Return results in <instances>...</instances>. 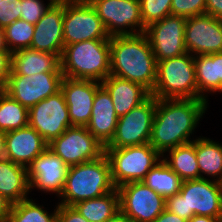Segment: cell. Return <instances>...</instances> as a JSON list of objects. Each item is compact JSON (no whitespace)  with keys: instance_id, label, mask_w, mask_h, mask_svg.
<instances>
[{"instance_id":"7bdbcfd3","label":"cell","mask_w":222,"mask_h":222,"mask_svg":"<svg viewBox=\"0 0 222 222\" xmlns=\"http://www.w3.org/2000/svg\"><path fill=\"white\" fill-rule=\"evenodd\" d=\"M105 222H132L120 210Z\"/></svg>"},{"instance_id":"e575fe53","label":"cell","mask_w":222,"mask_h":222,"mask_svg":"<svg viewBox=\"0 0 222 222\" xmlns=\"http://www.w3.org/2000/svg\"><path fill=\"white\" fill-rule=\"evenodd\" d=\"M49 1L50 2L44 6L43 0H21L20 19L35 25L56 0Z\"/></svg>"},{"instance_id":"7c38bea8","label":"cell","mask_w":222,"mask_h":222,"mask_svg":"<svg viewBox=\"0 0 222 222\" xmlns=\"http://www.w3.org/2000/svg\"><path fill=\"white\" fill-rule=\"evenodd\" d=\"M57 156L70 167L95 160L104 154V146L88 131L87 127L71 126L49 144Z\"/></svg>"},{"instance_id":"f6af8a7d","label":"cell","mask_w":222,"mask_h":222,"mask_svg":"<svg viewBox=\"0 0 222 222\" xmlns=\"http://www.w3.org/2000/svg\"><path fill=\"white\" fill-rule=\"evenodd\" d=\"M0 51H8L5 43L4 28L0 27Z\"/></svg>"},{"instance_id":"b9f144b4","label":"cell","mask_w":222,"mask_h":222,"mask_svg":"<svg viewBox=\"0 0 222 222\" xmlns=\"http://www.w3.org/2000/svg\"><path fill=\"white\" fill-rule=\"evenodd\" d=\"M188 222H222V218L194 215Z\"/></svg>"},{"instance_id":"9c48e42d","label":"cell","mask_w":222,"mask_h":222,"mask_svg":"<svg viewBox=\"0 0 222 222\" xmlns=\"http://www.w3.org/2000/svg\"><path fill=\"white\" fill-rule=\"evenodd\" d=\"M157 99L150 95L140 105L118 118L115 134L105 148H122L149 143Z\"/></svg>"},{"instance_id":"8fae6325","label":"cell","mask_w":222,"mask_h":222,"mask_svg":"<svg viewBox=\"0 0 222 222\" xmlns=\"http://www.w3.org/2000/svg\"><path fill=\"white\" fill-rule=\"evenodd\" d=\"M117 189L120 211L132 222H153L165 210L166 199L142 181Z\"/></svg>"},{"instance_id":"44dd1931","label":"cell","mask_w":222,"mask_h":222,"mask_svg":"<svg viewBox=\"0 0 222 222\" xmlns=\"http://www.w3.org/2000/svg\"><path fill=\"white\" fill-rule=\"evenodd\" d=\"M118 118L110 94L101 86L95 94L88 131L105 147L115 134Z\"/></svg>"},{"instance_id":"60d3db41","label":"cell","mask_w":222,"mask_h":222,"mask_svg":"<svg viewBox=\"0 0 222 222\" xmlns=\"http://www.w3.org/2000/svg\"><path fill=\"white\" fill-rule=\"evenodd\" d=\"M12 203L0 194V222H6Z\"/></svg>"},{"instance_id":"4316f807","label":"cell","mask_w":222,"mask_h":222,"mask_svg":"<svg viewBox=\"0 0 222 222\" xmlns=\"http://www.w3.org/2000/svg\"><path fill=\"white\" fill-rule=\"evenodd\" d=\"M196 158L200 171V178L211 176L213 181L222 183V144L209 138L196 139ZM216 178V179H215Z\"/></svg>"},{"instance_id":"83f0119b","label":"cell","mask_w":222,"mask_h":222,"mask_svg":"<svg viewBox=\"0 0 222 222\" xmlns=\"http://www.w3.org/2000/svg\"><path fill=\"white\" fill-rule=\"evenodd\" d=\"M73 207L89 222H105L120 210L118 189L78 202Z\"/></svg>"},{"instance_id":"6da1fadb","label":"cell","mask_w":222,"mask_h":222,"mask_svg":"<svg viewBox=\"0 0 222 222\" xmlns=\"http://www.w3.org/2000/svg\"><path fill=\"white\" fill-rule=\"evenodd\" d=\"M208 105L204 99H157L149 144L164 156L166 151L192 142L190 135Z\"/></svg>"},{"instance_id":"e0dca14e","label":"cell","mask_w":222,"mask_h":222,"mask_svg":"<svg viewBox=\"0 0 222 222\" xmlns=\"http://www.w3.org/2000/svg\"><path fill=\"white\" fill-rule=\"evenodd\" d=\"M68 166L50 148L37 156L27 167L30 190L61 195L67 177Z\"/></svg>"},{"instance_id":"7402d4cb","label":"cell","mask_w":222,"mask_h":222,"mask_svg":"<svg viewBox=\"0 0 222 222\" xmlns=\"http://www.w3.org/2000/svg\"><path fill=\"white\" fill-rule=\"evenodd\" d=\"M40 73H62L60 58L54 53L31 48L21 49L11 54L9 75L32 76Z\"/></svg>"},{"instance_id":"d6a6232c","label":"cell","mask_w":222,"mask_h":222,"mask_svg":"<svg viewBox=\"0 0 222 222\" xmlns=\"http://www.w3.org/2000/svg\"><path fill=\"white\" fill-rule=\"evenodd\" d=\"M172 0H140L141 18L146 27L171 15Z\"/></svg>"},{"instance_id":"484cf974","label":"cell","mask_w":222,"mask_h":222,"mask_svg":"<svg viewBox=\"0 0 222 222\" xmlns=\"http://www.w3.org/2000/svg\"><path fill=\"white\" fill-rule=\"evenodd\" d=\"M166 152L169 155L167 157L162 156V160L182 181L200 179V171L196 158V139Z\"/></svg>"},{"instance_id":"ee69618b","label":"cell","mask_w":222,"mask_h":222,"mask_svg":"<svg viewBox=\"0 0 222 222\" xmlns=\"http://www.w3.org/2000/svg\"><path fill=\"white\" fill-rule=\"evenodd\" d=\"M6 132L0 131V160L5 159Z\"/></svg>"},{"instance_id":"8992f818","label":"cell","mask_w":222,"mask_h":222,"mask_svg":"<svg viewBox=\"0 0 222 222\" xmlns=\"http://www.w3.org/2000/svg\"><path fill=\"white\" fill-rule=\"evenodd\" d=\"M150 94L156 99H198L194 56L187 52L157 61L156 81Z\"/></svg>"},{"instance_id":"52a82bcc","label":"cell","mask_w":222,"mask_h":222,"mask_svg":"<svg viewBox=\"0 0 222 222\" xmlns=\"http://www.w3.org/2000/svg\"><path fill=\"white\" fill-rule=\"evenodd\" d=\"M111 178L116 188L131 182L143 181L147 173L162 160V155L147 143L122 148H104Z\"/></svg>"},{"instance_id":"2e32d148","label":"cell","mask_w":222,"mask_h":222,"mask_svg":"<svg viewBox=\"0 0 222 222\" xmlns=\"http://www.w3.org/2000/svg\"><path fill=\"white\" fill-rule=\"evenodd\" d=\"M184 38L193 56L222 53V20L208 14L186 18Z\"/></svg>"},{"instance_id":"ba28073f","label":"cell","mask_w":222,"mask_h":222,"mask_svg":"<svg viewBox=\"0 0 222 222\" xmlns=\"http://www.w3.org/2000/svg\"><path fill=\"white\" fill-rule=\"evenodd\" d=\"M63 39L65 46L110 36L88 0H64Z\"/></svg>"},{"instance_id":"ac0fdd59","label":"cell","mask_w":222,"mask_h":222,"mask_svg":"<svg viewBox=\"0 0 222 222\" xmlns=\"http://www.w3.org/2000/svg\"><path fill=\"white\" fill-rule=\"evenodd\" d=\"M101 83L92 80L64 77L61 92L68 107L72 126L86 127L89 123L96 91Z\"/></svg>"},{"instance_id":"603a6c76","label":"cell","mask_w":222,"mask_h":222,"mask_svg":"<svg viewBox=\"0 0 222 222\" xmlns=\"http://www.w3.org/2000/svg\"><path fill=\"white\" fill-rule=\"evenodd\" d=\"M112 98L118 117L144 102L151 94L142 85L113 75L101 82Z\"/></svg>"},{"instance_id":"277c9868","label":"cell","mask_w":222,"mask_h":222,"mask_svg":"<svg viewBox=\"0 0 222 222\" xmlns=\"http://www.w3.org/2000/svg\"><path fill=\"white\" fill-rule=\"evenodd\" d=\"M165 209L187 221L194 215L222 218V183L208 178L182 181L180 191L166 198Z\"/></svg>"},{"instance_id":"4fadbf2b","label":"cell","mask_w":222,"mask_h":222,"mask_svg":"<svg viewBox=\"0 0 222 222\" xmlns=\"http://www.w3.org/2000/svg\"><path fill=\"white\" fill-rule=\"evenodd\" d=\"M63 78V73L9 75L3 91L29 110L43 99L61 91Z\"/></svg>"},{"instance_id":"4dcf8cb0","label":"cell","mask_w":222,"mask_h":222,"mask_svg":"<svg viewBox=\"0 0 222 222\" xmlns=\"http://www.w3.org/2000/svg\"><path fill=\"white\" fill-rule=\"evenodd\" d=\"M57 211L58 205L54 213L48 214L33 199L27 198L12 204L6 222H57Z\"/></svg>"},{"instance_id":"30bf717a","label":"cell","mask_w":222,"mask_h":222,"mask_svg":"<svg viewBox=\"0 0 222 222\" xmlns=\"http://www.w3.org/2000/svg\"><path fill=\"white\" fill-rule=\"evenodd\" d=\"M88 1L97 11L110 37L145 33L146 28L141 18L140 0Z\"/></svg>"},{"instance_id":"ffe728a7","label":"cell","mask_w":222,"mask_h":222,"mask_svg":"<svg viewBox=\"0 0 222 222\" xmlns=\"http://www.w3.org/2000/svg\"><path fill=\"white\" fill-rule=\"evenodd\" d=\"M48 148V143L31 126L6 132L5 158L24 167Z\"/></svg>"},{"instance_id":"f1b7e54d","label":"cell","mask_w":222,"mask_h":222,"mask_svg":"<svg viewBox=\"0 0 222 222\" xmlns=\"http://www.w3.org/2000/svg\"><path fill=\"white\" fill-rule=\"evenodd\" d=\"M142 182L166 199L180 191L182 180L161 160L147 173Z\"/></svg>"},{"instance_id":"74e56055","label":"cell","mask_w":222,"mask_h":222,"mask_svg":"<svg viewBox=\"0 0 222 222\" xmlns=\"http://www.w3.org/2000/svg\"><path fill=\"white\" fill-rule=\"evenodd\" d=\"M11 70V53L9 51H0V90H3L7 84Z\"/></svg>"},{"instance_id":"836d02e7","label":"cell","mask_w":222,"mask_h":222,"mask_svg":"<svg viewBox=\"0 0 222 222\" xmlns=\"http://www.w3.org/2000/svg\"><path fill=\"white\" fill-rule=\"evenodd\" d=\"M206 0H172L171 15L190 18L205 14Z\"/></svg>"},{"instance_id":"3957f363","label":"cell","mask_w":222,"mask_h":222,"mask_svg":"<svg viewBox=\"0 0 222 222\" xmlns=\"http://www.w3.org/2000/svg\"><path fill=\"white\" fill-rule=\"evenodd\" d=\"M110 39L65 45L60 57L64 77L102 82L110 76Z\"/></svg>"},{"instance_id":"1f68e13d","label":"cell","mask_w":222,"mask_h":222,"mask_svg":"<svg viewBox=\"0 0 222 222\" xmlns=\"http://www.w3.org/2000/svg\"><path fill=\"white\" fill-rule=\"evenodd\" d=\"M35 26L23 19L14 21L4 28L5 43L8 51L12 54L15 51L30 48Z\"/></svg>"},{"instance_id":"5b68a950","label":"cell","mask_w":222,"mask_h":222,"mask_svg":"<svg viewBox=\"0 0 222 222\" xmlns=\"http://www.w3.org/2000/svg\"><path fill=\"white\" fill-rule=\"evenodd\" d=\"M107 157H101L68 168L59 204L73 206L78 202L97 198L114 191Z\"/></svg>"},{"instance_id":"7a4b0ae2","label":"cell","mask_w":222,"mask_h":222,"mask_svg":"<svg viewBox=\"0 0 222 222\" xmlns=\"http://www.w3.org/2000/svg\"><path fill=\"white\" fill-rule=\"evenodd\" d=\"M110 55V75L153 91L157 60L145 33L111 36Z\"/></svg>"},{"instance_id":"9a60e30c","label":"cell","mask_w":222,"mask_h":222,"mask_svg":"<svg viewBox=\"0 0 222 222\" xmlns=\"http://www.w3.org/2000/svg\"><path fill=\"white\" fill-rule=\"evenodd\" d=\"M186 18L169 15L146 27L145 34L157 61L187 53L185 46Z\"/></svg>"},{"instance_id":"d4e9b609","label":"cell","mask_w":222,"mask_h":222,"mask_svg":"<svg viewBox=\"0 0 222 222\" xmlns=\"http://www.w3.org/2000/svg\"><path fill=\"white\" fill-rule=\"evenodd\" d=\"M30 191L27 168L8 159L0 160V194L12 204L27 199Z\"/></svg>"},{"instance_id":"cb8c5ba5","label":"cell","mask_w":222,"mask_h":222,"mask_svg":"<svg viewBox=\"0 0 222 222\" xmlns=\"http://www.w3.org/2000/svg\"><path fill=\"white\" fill-rule=\"evenodd\" d=\"M198 99L208 100L204 93L222 92V53L194 56Z\"/></svg>"},{"instance_id":"f35d334b","label":"cell","mask_w":222,"mask_h":222,"mask_svg":"<svg viewBox=\"0 0 222 222\" xmlns=\"http://www.w3.org/2000/svg\"><path fill=\"white\" fill-rule=\"evenodd\" d=\"M205 14L222 20V0H206Z\"/></svg>"},{"instance_id":"8d00e7d4","label":"cell","mask_w":222,"mask_h":222,"mask_svg":"<svg viewBox=\"0 0 222 222\" xmlns=\"http://www.w3.org/2000/svg\"><path fill=\"white\" fill-rule=\"evenodd\" d=\"M57 222H89L73 206L58 204Z\"/></svg>"},{"instance_id":"f546056e","label":"cell","mask_w":222,"mask_h":222,"mask_svg":"<svg viewBox=\"0 0 222 222\" xmlns=\"http://www.w3.org/2000/svg\"><path fill=\"white\" fill-rule=\"evenodd\" d=\"M29 110L0 90V131L9 132L28 126Z\"/></svg>"},{"instance_id":"ab89813d","label":"cell","mask_w":222,"mask_h":222,"mask_svg":"<svg viewBox=\"0 0 222 222\" xmlns=\"http://www.w3.org/2000/svg\"><path fill=\"white\" fill-rule=\"evenodd\" d=\"M153 222H188L187 220L180 218L178 215L171 213L165 209L160 215L156 217Z\"/></svg>"},{"instance_id":"5bb4252c","label":"cell","mask_w":222,"mask_h":222,"mask_svg":"<svg viewBox=\"0 0 222 222\" xmlns=\"http://www.w3.org/2000/svg\"><path fill=\"white\" fill-rule=\"evenodd\" d=\"M28 125L49 144L72 126L68 107L61 91L29 109Z\"/></svg>"},{"instance_id":"d6986e66","label":"cell","mask_w":222,"mask_h":222,"mask_svg":"<svg viewBox=\"0 0 222 222\" xmlns=\"http://www.w3.org/2000/svg\"><path fill=\"white\" fill-rule=\"evenodd\" d=\"M63 17L64 0H56L34 25L30 48L54 53L60 58L64 48Z\"/></svg>"},{"instance_id":"d590c367","label":"cell","mask_w":222,"mask_h":222,"mask_svg":"<svg viewBox=\"0 0 222 222\" xmlns=\"http://www.w3.org/2000/svg\"><path fill=\"white\" fill-rule=\"evenodd\" d=\"M21 0L0 1V27L5 28L20 19Z\"/></svg>"}]
</instances>
